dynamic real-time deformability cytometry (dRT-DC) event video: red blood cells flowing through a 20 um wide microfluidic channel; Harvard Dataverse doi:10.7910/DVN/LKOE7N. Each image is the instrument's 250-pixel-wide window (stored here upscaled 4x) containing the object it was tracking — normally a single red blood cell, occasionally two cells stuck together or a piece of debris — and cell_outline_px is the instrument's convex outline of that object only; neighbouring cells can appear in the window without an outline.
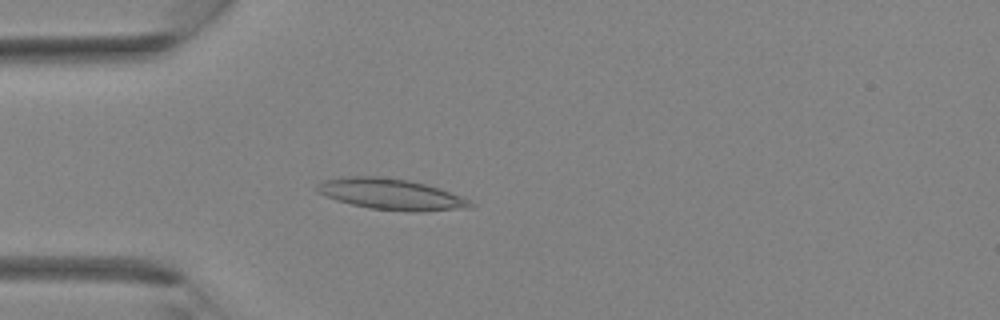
{"species": "Egyptian fruit bat (a non-hibernating species)", "species_latin": "Rousettus aegyptiacus", "temperature_condition": "room temperature", "stored_images_in_passage": 28, "camera_frame_rate_fps": 3000, "um_per_image_px": 0.085, "animal": {"sex": "female"}, "frame": {"image": 1, "passage_image": 5, "time_ms": 1.333, "image_size_px": [1000, 320], "cell_outline_px": [[476, 204], [472, 208], [372, 208], [352, 204], [336, 200], [324, 196], [316, 192], [316, 184], [324, 180], [344, 176], [376, 176], [408, 180], [440, 188], [464, 196]], "centroid_in_image_um": [33.14, 16.44], "position_along_channel_um": 51.9, "area_um2": 26.47}}
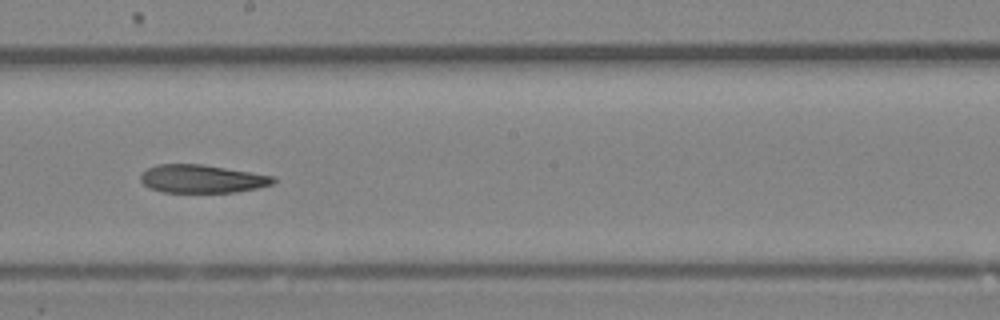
{"frame": {"image": 2, "passage_image": 15, "time_ms": 4.667, "image_size_px": [1000, 320], "cell_outline_px": [[276, 180], [272, 184], [256, 188], [236, 192], [164, 192], [148, 188], [140, 180], [140, 176], [148, 168], [156, 164], [200, 164], [252, 172], [276, 176]], "centroid_in_image_um": [17.17, 15.2], "position_along_channel_um": 231.0, "area_um2": 21.73}}
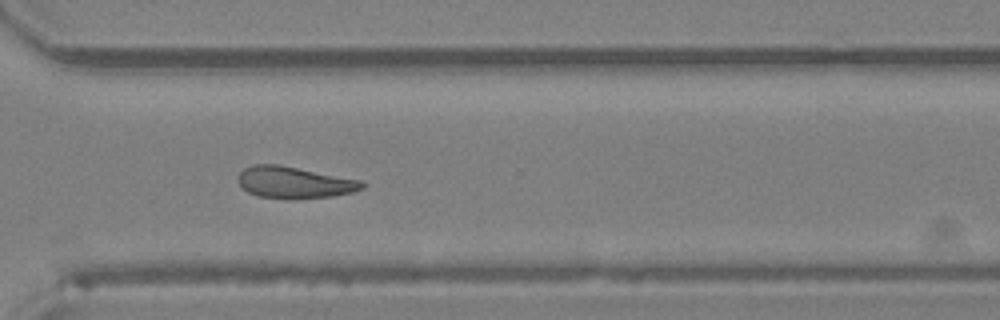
{"frame": {"image": 3, "passage_image": 21, "time_ms": 6.667, "image_size_px": [1000, 320], "cell_outline_px": [[368, 184], [364, 188], [352, 192], [332, 196], [292, 200], [288, 200], [256, 196], [248, 192], [236, 180], [236, 176], [244, 168], [252, 164], [280, 164], [364, 180]], "centroid_in_image_um": [25.04, 15.51], "position_along_channel_um": 345.6, "area_um2": 23.64}}